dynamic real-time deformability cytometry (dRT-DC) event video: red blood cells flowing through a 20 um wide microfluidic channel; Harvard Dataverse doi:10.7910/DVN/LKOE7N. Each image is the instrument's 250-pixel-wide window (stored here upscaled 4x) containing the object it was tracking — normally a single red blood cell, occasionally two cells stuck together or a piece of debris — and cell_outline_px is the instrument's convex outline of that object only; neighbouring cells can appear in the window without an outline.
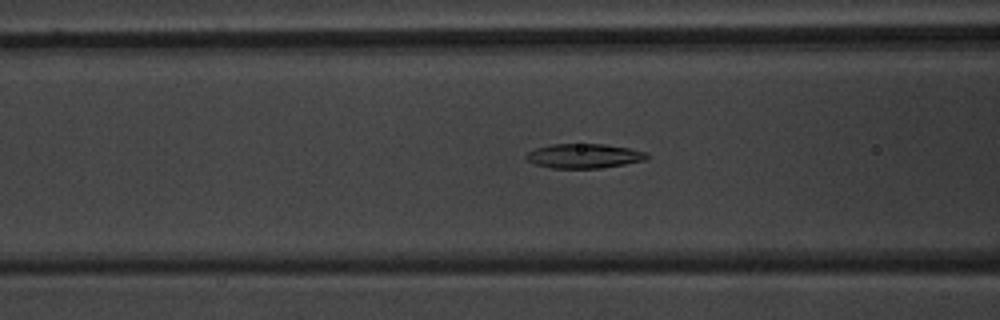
{"species": "common noctule bat (a hibernating species)", "species_latin": "Nyctalus noctula", "temperature_condition": "warm", "stored_images_in_passage": 44, "camera_frame_rate_fps": 3000, "um_per_image_px": 0.085, "animal": {"sex": "male", "body_mass_g": 20.1, "forearm_length_mm": 53.5}, "frame": {"image": 1, "passage_image": 12, "time_ms": 3.667, "image_size_px": [1000, 320], "cell_outline_px": [[648, 156], [644, 160], [624, 164], [600, 168], [552, 168], [536, 164], [528, 160], [524, 156], [528, 152], [536, 148], [552, 144], [604, 144], [628, 148], [644, 152]], "centroid_in_image_um": [49.6, 13.25], "position_along_channel_um": 117.0, "area_um2": 16.94}}
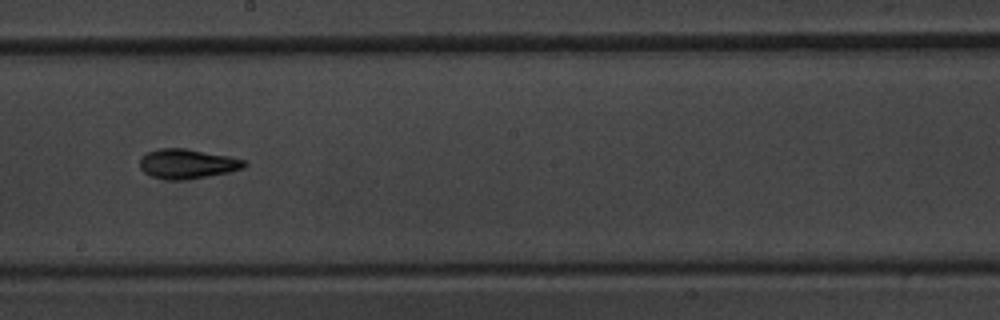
{"frame": {"image": 2, "passage_image": 21, "time_ms": 6.667, "image_size_px": [1000, 320], "cell_outline_px": [[248, 164], [244, 168], [228, 172], [208, 176], [184, 180], [168, 180], [152, 176], [144, 172], [140, 168], [140, 156], [144, 152], [160, 148], [184, 148], [228, 156], [248, 160]], "centroid_in_image_um": [15.91, 13.92], "position_along_channel_um": 232.3, "area_um2": 18.21}}
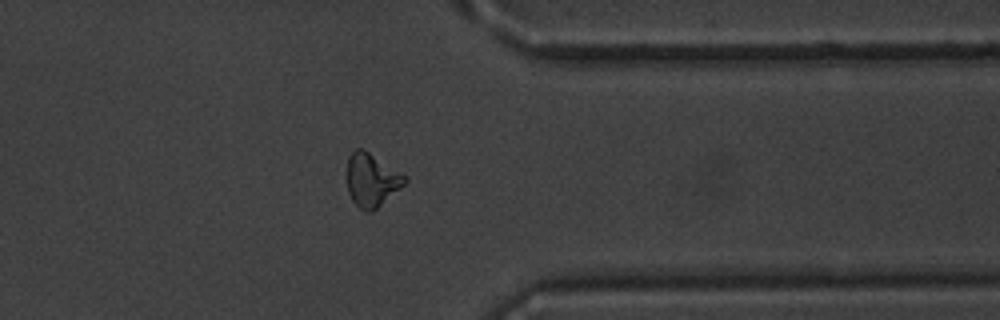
{"frame": {"image": 3, "passage_image": 33, "time_ms": 10.667, "image_size_px": [1000, 320], "cell_outline_px": [[408, 180], [400, 188], [372, 212], [368, 212], [360, 208], [352, 200], [348, 192], [348, 156], [356, 148], [364, 148], [408, 176]], "centroid_in_image_um": [31.61, 15.27], "position_along_channel_um": 379.8, "area_um2": 17.98}, "authors_computed_cell_mechanics": {"area_um2": 17.3978, "velocity_mm_per_s": 3.834, "shape_relaxation_time_tau1_ms": 5.8335, "shape_relaxation_time_tau2_ms": 4.1541, "deformation_change_tau1": 0.2152, "deformation_change_tau2": 0.1226}}